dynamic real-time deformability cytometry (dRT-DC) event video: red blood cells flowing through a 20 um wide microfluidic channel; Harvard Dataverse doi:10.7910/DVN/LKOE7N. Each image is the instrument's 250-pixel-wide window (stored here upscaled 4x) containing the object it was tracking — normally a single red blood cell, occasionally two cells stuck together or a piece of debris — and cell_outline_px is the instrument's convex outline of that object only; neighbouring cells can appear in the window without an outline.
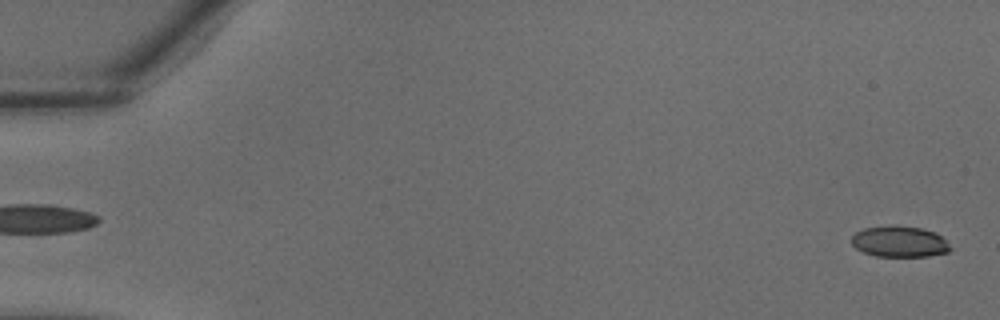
{"species": "common noctule bat (a hibernating species)", "species_latin": "Nyctalus noctula", "temperature_condition": "warm", "stored_images_in_passage": 36, "camera_frame_rate_fps": 3000, "um_per_image_px": 0.085, "animal": {"sex": "male", "body_mass_g": 18.8}, "frame": {"image": 1, "passage_image": 1, "time_ms": 0.0, "image_size_px": [1000, 320], "cell_outline_px": [[952, 248], [948, 252], [928, 256], [876, 256], [864, 252], [856, 248], [852, 244], [852, 236], [856, 232], [864, 228], [892, 224], [896, 224], [924, 228], [936, 232]], "centroid_in_image_um": [76.46, 20.51], "position_along_channel_um": 8.5, "area_um2": 18.03}}
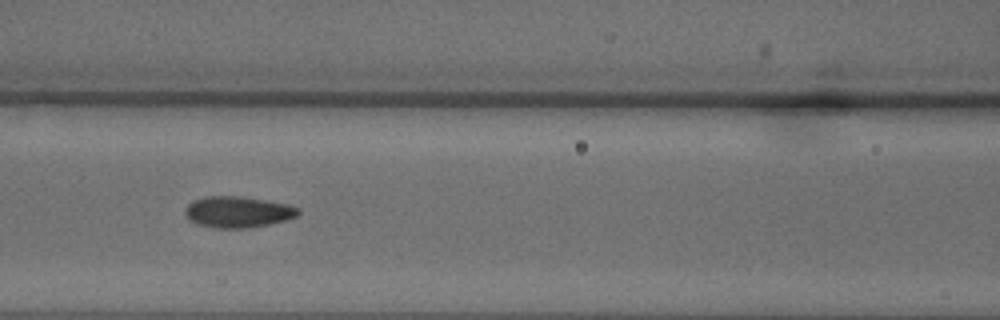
{"frame": {"image": 2, "passage_image": 17, "time_ms": 5.333, "image_size_px": [1000, 320], "cell_outline_px": [[300, 212], [296, 216], [288, 220], [268, 224], [244, 228], [212, 228], [188, 220], [184, 212], [184, 208], [188, 204], [204, 196], [240, 196], [264, 200], [284, 204], [300, 208]], "centroid_in_image_um": [20.19, 18.02], "position_along_channel_um": 146.4, "area_um2": 20.46}}
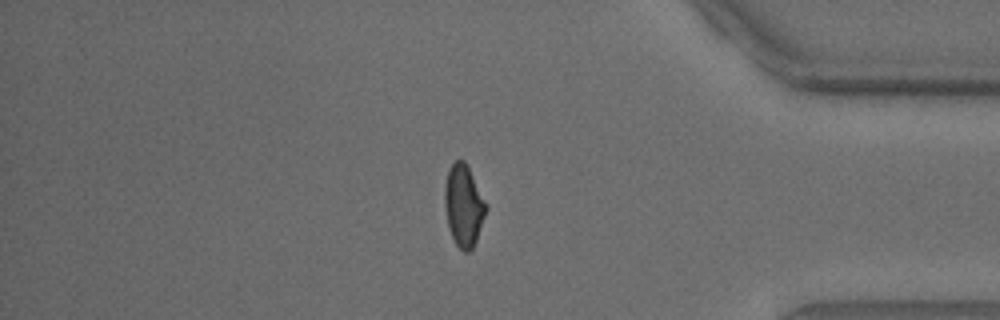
{"frame": {"image": 3, "passage_image": 32, "time_ms": 10.333, "image_size_px": [1000, 320], "cell_outline_px": [[488, 208], [476, 240], [472, 248], [468, 252], [464, 252], [456, 244], [448, 228], [444, 204], [444, 184], [448, 168], [456, 160], [464, 160], [488, 204]], "centroid_in_image_um": [39.4, 17.46], "position_along_channel_um": 395.8, "area_um2": 19.83}}